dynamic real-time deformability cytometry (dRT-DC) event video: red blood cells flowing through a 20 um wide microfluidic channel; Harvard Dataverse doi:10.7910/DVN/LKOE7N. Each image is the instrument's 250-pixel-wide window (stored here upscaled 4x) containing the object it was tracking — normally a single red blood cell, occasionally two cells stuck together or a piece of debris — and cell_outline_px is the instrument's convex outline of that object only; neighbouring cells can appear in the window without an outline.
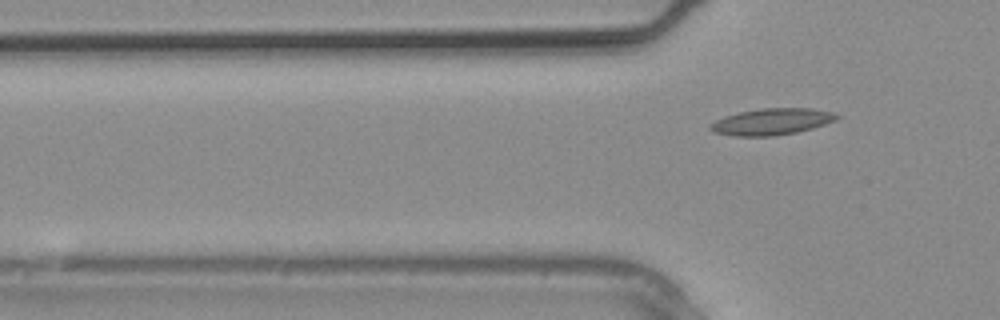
{"species": "common noctule bat (a hibernating species)", "species_latin": "Nyctalus noctula", "temperature_condition": "warm", "stored_images_in_passage": 3, "camera_frame_rate_fps": 3000, "um_per_image_px": 0.085, "animal": {"sex": "male", "body_mass_g": 20.4}, "frame": {"image": 1, "passage_image": 3, "time_ms": 0.667, "image_size_px": [1000, 320], "cell_outline_px": [[840, 116], [836, 120], [812, 128], [796, 132], [776, 136], [732, 136], [716, 132], [708, 128], [708, 124], [724, 116], [740, 112], [760, 108], [812, 108], [832, 112]], "centroid_in_image_um": [65.58, 10.34], "position_along_channel_um": 60.2, "area_um2": 19.54}}